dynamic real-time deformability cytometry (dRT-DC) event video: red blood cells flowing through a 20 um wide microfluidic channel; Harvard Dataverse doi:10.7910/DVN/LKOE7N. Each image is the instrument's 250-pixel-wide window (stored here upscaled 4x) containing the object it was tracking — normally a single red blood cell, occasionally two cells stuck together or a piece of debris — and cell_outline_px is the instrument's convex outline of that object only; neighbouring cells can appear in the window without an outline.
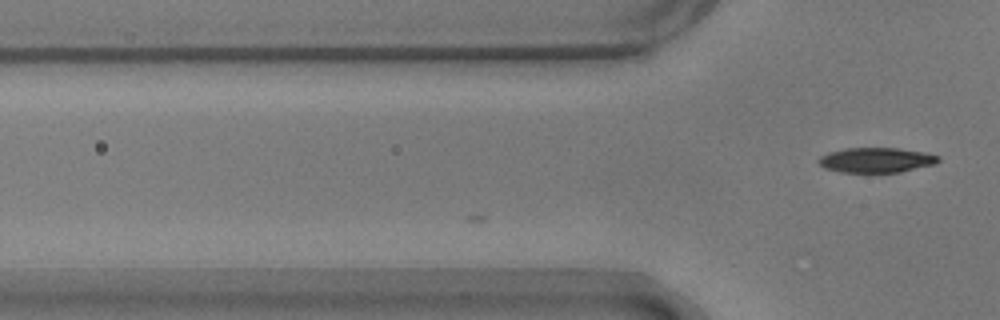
{"species": "common noctule bat (a hibernating species)", "species_latin": "Nyctalus noctula", "temperature_condition": "warm", "stored_images_in_passage": 2, "camera_frame_rate_fps": 3000, "um_per_image_px": 0.085, "animal": {"sex": "male", "body_mass_g": 17.9}, "frame": {"image": 1, "passage_image": 2, "time_ms": 0.333, "image_size_px": [1000, 320], "cell_outline_px": [[940, 160], [936, 164], [900, 172], [840, 172], [824, 168], [816, 160], [820, 156], [828, 152], [844, 148], [896, 148], [924, 152], [940, 156]], "centroid_in_image_um": [74.47, 13.6], "position_along_channel_um": 51.3, "area_um2": 17.51}}